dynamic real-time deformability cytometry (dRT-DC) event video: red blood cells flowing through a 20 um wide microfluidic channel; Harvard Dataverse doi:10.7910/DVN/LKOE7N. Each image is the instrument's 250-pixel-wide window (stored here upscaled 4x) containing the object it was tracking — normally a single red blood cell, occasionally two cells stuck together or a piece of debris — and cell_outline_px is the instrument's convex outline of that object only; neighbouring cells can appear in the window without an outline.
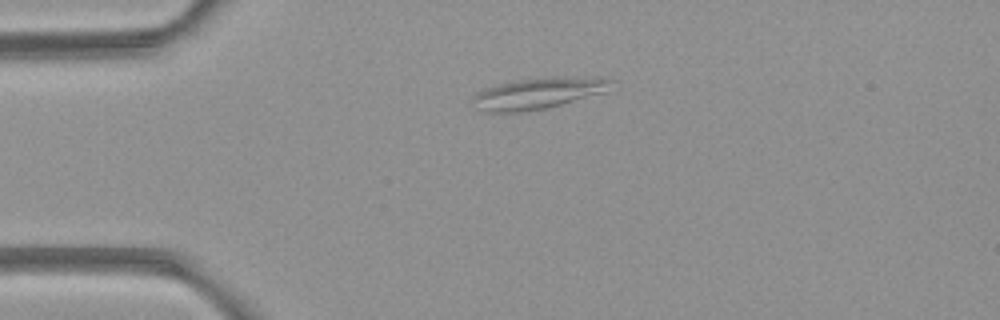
{"species": "common noctule bat (a hibernating species)", "species_latin": "Nyctalus noctula", "temperature_condition": "room temperature", "stored_images_in_passage": 1, "camera_frame_rate_fps": 3000, "um_per_image_px": 0.085, "animal": {"sex": "female", "body_mass_g": 21.9}, "frame": {"image": 1, "passage_image": 1, "time_ms": 0.0, "image_size_px": [1000, 320], "cell_outline_px": [[612, 80], [604, 92], [560, 104], [544, 108], [520, 112], [484, 112], [472, 100], [472, 96], [476, 92], [484, 88], [516, 80], [596, 76], [604, 76]], "centroid_in_image_um": [45.71, 7.93], "position_along_channel_um": 39.3, "area_um2": 24.45}}